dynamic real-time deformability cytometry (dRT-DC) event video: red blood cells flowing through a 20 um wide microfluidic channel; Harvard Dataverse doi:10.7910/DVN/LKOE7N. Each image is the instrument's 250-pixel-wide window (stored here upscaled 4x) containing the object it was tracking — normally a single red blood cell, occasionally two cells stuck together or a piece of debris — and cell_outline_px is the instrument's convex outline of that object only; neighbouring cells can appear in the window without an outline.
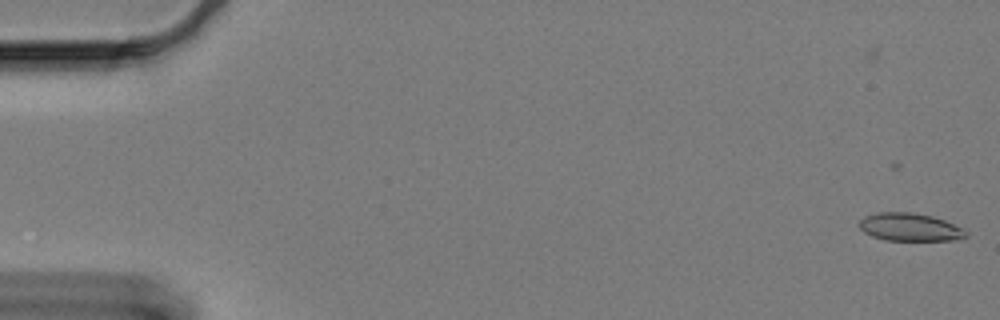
{"species": "Egyptian fruit bat (a non-hibernating species)", "species_latin": "Rousettus aegyptiacus", "temperature_condition": "cold", "stored_images_in_passage": 2, "camera_frame_rate_fps": 3000, "um_per_image_px": 0.085, "animal": {"sex": "female"}, "frame": {"image": 1, "passage_image": 2, "time_ms": 0.333, "image_size_px": [1000, 320], "cell_outline_px": [[968, 236], [956, 240], [884, 240], [872, 236], [864, 232], [856, 224], [864, 216], [876, 212], [912, 212], [932, 216], [944, 220], [968, 232]], "centroid_in_image_um": [77.29, 19.3], "position_along_channel_um": 7.7, "area_um2": 17.4}}